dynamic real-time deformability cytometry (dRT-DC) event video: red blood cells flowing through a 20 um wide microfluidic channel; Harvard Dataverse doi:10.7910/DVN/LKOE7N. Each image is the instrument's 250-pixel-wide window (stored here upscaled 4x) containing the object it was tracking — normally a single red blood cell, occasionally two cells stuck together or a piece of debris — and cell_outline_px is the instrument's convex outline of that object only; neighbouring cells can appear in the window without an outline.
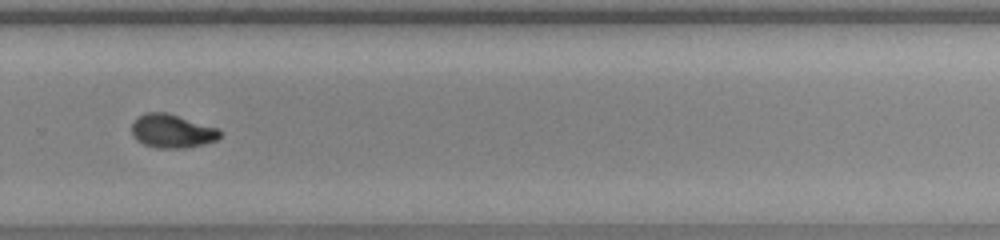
{"species": "common noctule bat (a hibernating species)", "species_latin": "Nyctalus noctula", "temperature_condition": "warm", "stored_images_in_passage": 39, "camera_frame_rate_fps": 3000, "um_per_image_px": 0.085, "animal": {"sex": "female", "body_mass_g": 23.0, "forearm_length_mm": 53.4}, "frame": {"image": 1, "passage_image": 23, "time_ms": 7.333, "image_size_px": [1000, 240], "cell_outline_px": [[220, 136], [216, 140], [204, 144], [184, 148], [156, 148], [144, 144], [132, 132], [132, 124], [140, 116], [148, 112], [168, 112], [220, 128]], "centroid_in_image_um": [14.69, 11.13], "position_along_channel_um": 315.1, "area_um2": 17.17}}
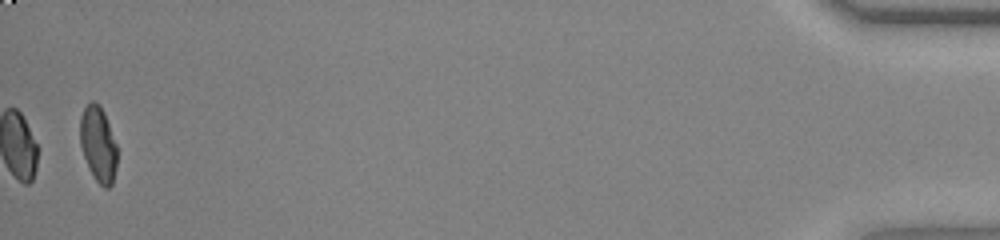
{"frame": {"image": 2, "passage_image": 39, "time_ms": 12.667, "image_size_px": [1000, 240], "cell_outline_px": [[116, 168], [112, 184], [108, 188], [104, 188], [96, 180], [88, 168], [80, 144], [80, 116], [84, 108], [92, 100], [100, 104], [104, 112], [116, 144]], "centroid_in_image_um": [8.34, 12.25], "position_along_channel_um": 426.9, "area_um2": 16.24}, "authors_computed_cell_mechanics": {"area_um2": 17.1088, "velocity_mm_per_s": 3.8591, "shape_relaxation_time_tau1_ms": 5.1308, "shape_relaxation_time_tau2_ms": 1.7289, "deformation_change_tau1": 0.2038, "deformation_change_tau2": 0.0544}}